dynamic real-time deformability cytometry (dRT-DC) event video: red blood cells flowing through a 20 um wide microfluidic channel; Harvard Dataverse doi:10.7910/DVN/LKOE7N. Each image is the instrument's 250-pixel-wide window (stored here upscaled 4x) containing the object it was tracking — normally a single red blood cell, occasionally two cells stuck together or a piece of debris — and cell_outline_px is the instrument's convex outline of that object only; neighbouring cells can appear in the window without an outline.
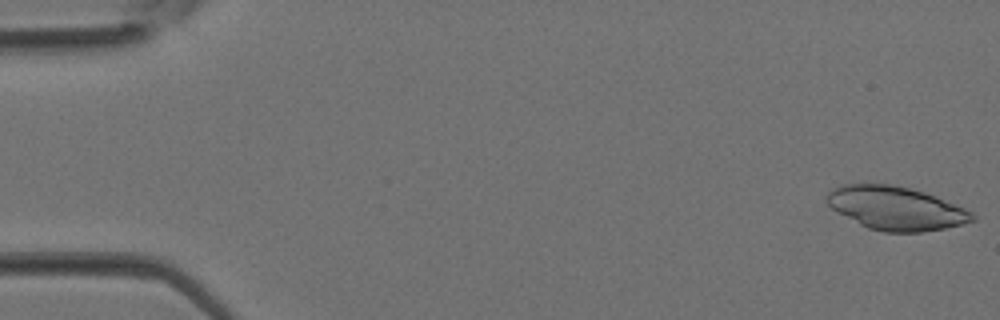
{"species": "Egyptian fruit bat (a non-hibernating species)", "species_latin": "Rousettus aegyptiacus", "temperature_condition": "room temperature", "stored_images_in_passage": 16, "camera_frame_rate_fps": 3000, "um_per_image_px": 0.085, "animal": {"sex": "female"}, "frame": {"image": 1, "passage_image": 1, "time_ms": 0.0, "image_size_px": [1000, 320], "cell_outline_px": [[976, 220], [944, 228], [920, 232], [884, 232], [868, 228], [860, 224], [832, 208], [824, 200], [824, 196], [832, 188], [840, 184], [892, 184], [924, 192], [936, 196], [964, 208], [972, 212], [976, 216]], "centroid_in_image_um": [76.12, 17.69], "position_along_channel_um": 8.9, "area_um2": 36.7}}